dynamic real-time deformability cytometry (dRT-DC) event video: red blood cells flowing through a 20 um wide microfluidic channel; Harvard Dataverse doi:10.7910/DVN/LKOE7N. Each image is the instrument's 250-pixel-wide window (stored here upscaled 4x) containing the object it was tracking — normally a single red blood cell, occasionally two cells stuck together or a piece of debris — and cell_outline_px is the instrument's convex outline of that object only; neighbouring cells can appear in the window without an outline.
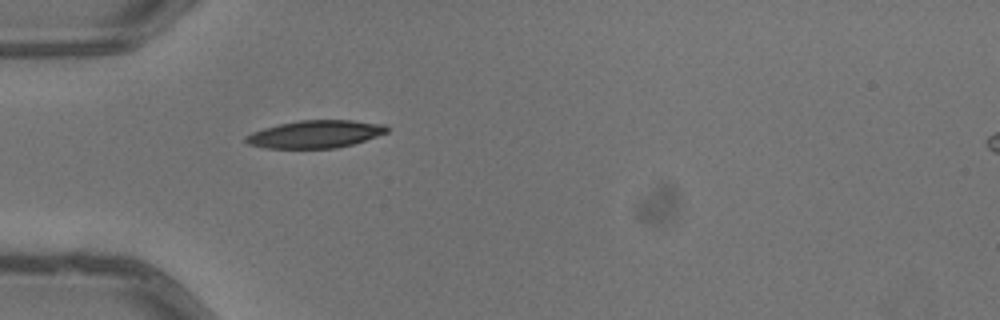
{"species": "common noctule bat (a hibernating species)", "species_latin": "Nyctalus noctula", "temperature_condition": "warm", "stored_images_in_passage": 1, "camera_frame_rate_fps": 3000, "um_per_image_px": 0.085, "animal": {"sex": "male", "body_mass_g": 13.3}, "frame": {"image": 1, "passage_image": 1, "time_ms": 0.0, "image_size_px": [1000, 320], "cell_outline_px": [[388, 132], [352, 144], [336, 148], [264, 148], [248, 144], [244, 140], [244, 136], [252, 132], [264, 128], [280, 124], [300, 120], [352, 120], [384, 124], [388, 128]], "centroid_in_image_um": [26.77, 11.4], "position_along_channel_um": 58.2, "area_um2": 22.6}}